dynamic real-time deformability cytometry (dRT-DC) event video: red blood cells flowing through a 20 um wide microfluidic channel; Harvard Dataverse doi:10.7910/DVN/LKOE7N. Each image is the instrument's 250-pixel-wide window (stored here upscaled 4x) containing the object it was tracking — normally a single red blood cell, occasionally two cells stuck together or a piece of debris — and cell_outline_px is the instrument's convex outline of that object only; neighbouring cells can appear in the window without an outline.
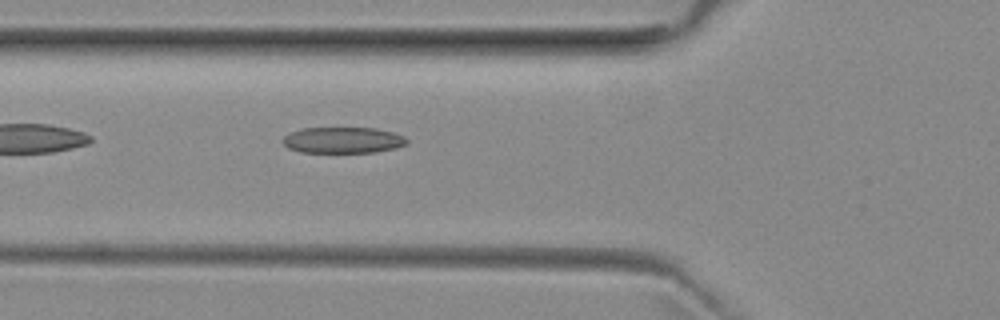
{"species": "common noctule bat (a hibernating species)", "species_latin": "Nyctalus noctula", "temperature_condition": "room temperature", "stored_images_in_passage": 36, "camera_frame_rate_fps": 3000, "um_per_image_px": 0.085, "animal": {"sex": "female", "body_mass_g": 29.2, "forearm_length_mm": 56.3}, "frame": {"image": 1, "passage_image": 3, "time_ms": 0.667, "image_size_px": [1000, 320], "cell_outline_px": [[408, 144], [396, 148], [376, 152], [300, 152], [288, 148], [280, 140], [284, 136], [300, 128], [376, 128], [392, 132], [404, 136], [408, 140]], "centroid_in_image_um": [29.15, 11.91], "position_along_channel_um": 96.6, "area_um2": 18.96}}
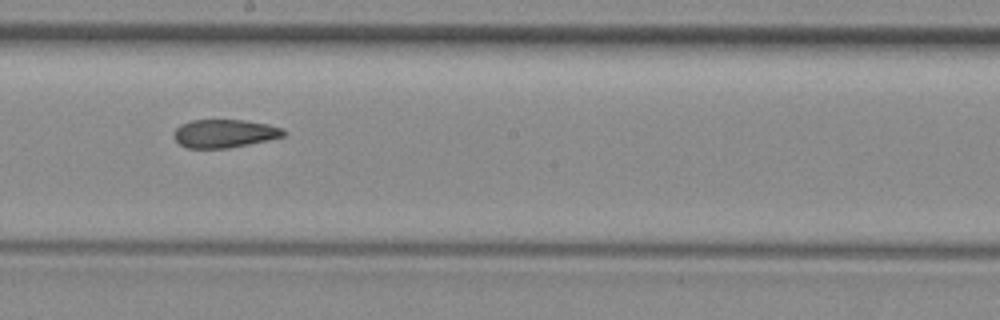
{"frame": {"image": 2, "passage_image": 13, "time_ms": 4.0, "image_size_px": [1000, 320], "cell_outline_px": [[284, 136], [268, 140], [228, 148], [188, 148], [180, 144], [172, 136], [172, 132], [180, 124], [192, 120], [248, 120], [268, 124], [284, 128]], "centroid_in_image_um": [19.06, 11.34], "position_along_channel_um": 229.1, "area_um2": 18.15}}
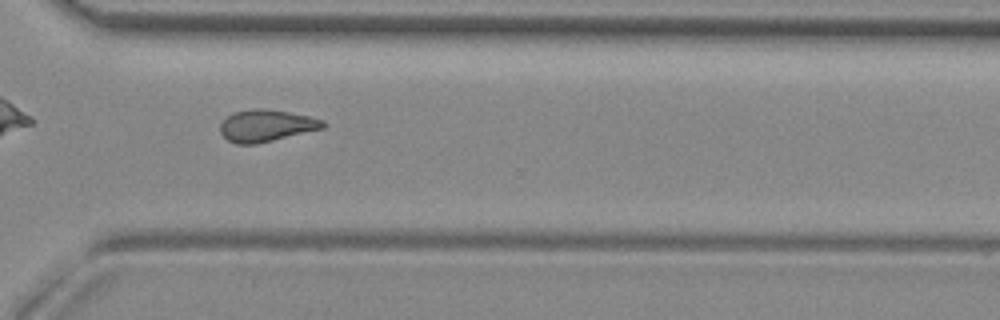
{"frame": {"image": 3, "passage_image": 22, "time_ms": 7.0, "image_size_px": [1000, 320], "cell_outline_px": [[328, 124], [324, 128], [256, 144], [236, 144], [228, 140], [220, 132], [220, 124], [232, 112], [256, 108], [260, 108], [288, 112], [308, 116], [324, 120]], "centroid_in_image_um": [22.64, 10.68], "position_along_channel_um": 348.0, "area_um2": 19.02}}